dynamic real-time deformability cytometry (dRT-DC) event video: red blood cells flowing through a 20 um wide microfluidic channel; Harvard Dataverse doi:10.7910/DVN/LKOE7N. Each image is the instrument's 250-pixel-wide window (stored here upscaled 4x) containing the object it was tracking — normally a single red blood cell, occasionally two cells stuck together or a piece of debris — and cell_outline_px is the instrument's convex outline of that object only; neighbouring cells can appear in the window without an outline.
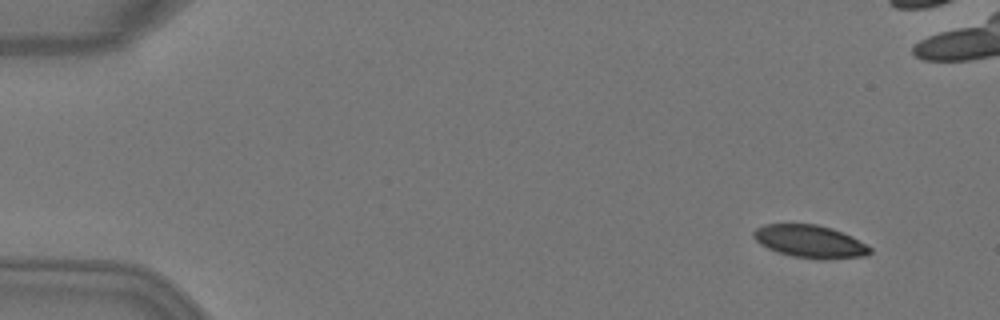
{"species": "Egyptian fruit bat (a non-hibernating species)", "species_latin": "Rousettus aegyptiacus", "temperature_condition": "warm", "stored_images_in_passage": 5, "camera_frame_rate_fps": 3000, "um_per_image_px": 0.085, "animal": {"sex": "female"}, "frame": {"image": 1, "passage_image": 2, "time_ms": 0.333, "image_size_px": [1000, 320], "cell_outline_px": [[872, 252], [868, 256], [824, 260], [816, 260], [792, 256], [768, 248], [760, 244], [752, 236], [752, 232], [756, 228], [764, 224], [816, 224], [832, 228], [852, 236], [872, 248]], "centroid_in_image_um": [68.88, 20.54], "position_along_channel_um": 16.1, "area_um2": 22.43}}